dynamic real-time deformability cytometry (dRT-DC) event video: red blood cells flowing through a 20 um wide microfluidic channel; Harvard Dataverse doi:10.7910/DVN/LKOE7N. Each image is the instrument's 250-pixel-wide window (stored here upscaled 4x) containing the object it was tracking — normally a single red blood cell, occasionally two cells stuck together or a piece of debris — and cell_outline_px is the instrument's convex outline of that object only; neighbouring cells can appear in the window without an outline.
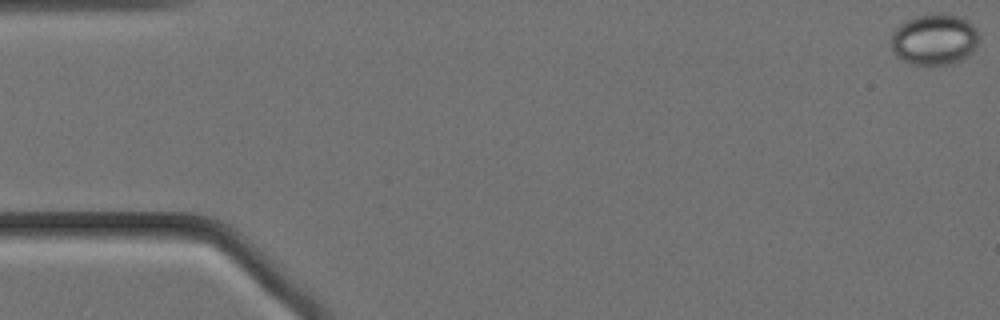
{"species": "Egyptian fruit bat (a non-hibernating species)", "species_latin": "Rousettus aegyptiacus", "temperature_condition": "cold", "stored_images_in_passage": 18, "camera_frame_rate_fps": 3000, "um_per_image_px": 0.085, "animal": {"sex": "female"}, "frame": {"image": 1, "passage_image": 1, "time_ms": 0.0, "image_size_px": [1000, 320], "cell_outline_px": [[980, 40], [976, 48], [972, 52], [956, 64], [908, 64], [896, 56], [892, 52], [892, 32], [904, 20], [916, 16], [936, 12], [944, 12], [960, 16], [968, 20], [980, 32]], "centroid_in_image_um": [79.46, 3.33], "position_along_channel_um": 5.5, "area_um2": 26.93}}